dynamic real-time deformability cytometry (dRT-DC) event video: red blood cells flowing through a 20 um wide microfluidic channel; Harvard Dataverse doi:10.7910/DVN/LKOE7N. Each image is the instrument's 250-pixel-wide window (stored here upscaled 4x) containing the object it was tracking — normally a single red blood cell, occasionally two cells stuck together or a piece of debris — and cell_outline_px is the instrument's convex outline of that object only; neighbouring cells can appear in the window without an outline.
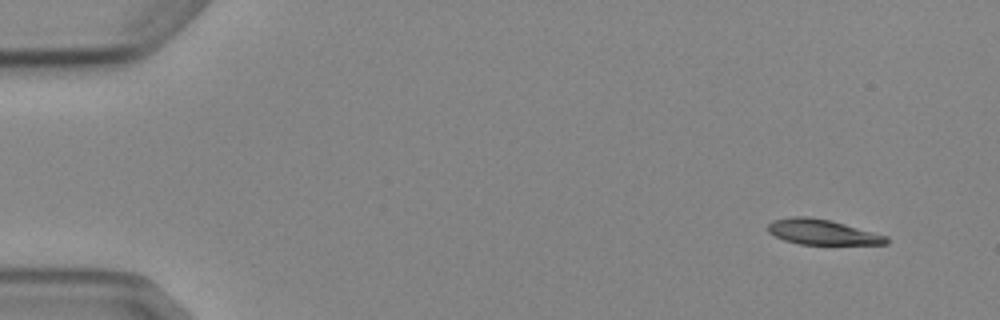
{"species": "Egyptian fruit bat (a non-hibernating species)", "species_latin": "Rousettus aegyptiacus", "temperature_condition": "cold", "stored_images_in_passage": 5, "camera_frame_rate_fps": 3000, "um_per_image_px": 0.085, "animal": {"sex": "female"}, "frame": {"image": 1, "passage_image": 1, "time_ms": 0.0, "image_size_px": [1000, 320], "cell_outline_px": [[888, 244], [800, 244], [784, 240], [768, 232], [768, 224], [772, 220], [792, 216], [808, 216], [832, 220], [888, 236]], "centroid_in_image_um": [69.89, 19.71], "position_along_channel_um": 15.1, "area_um2": 17.46}}
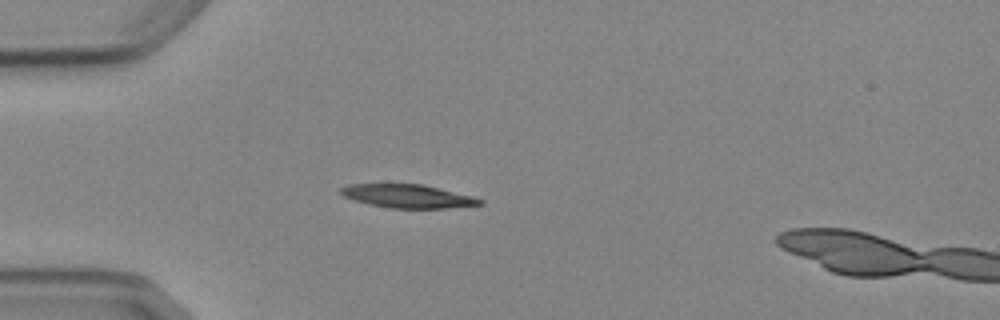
{"frame": {"image": 2, "passage_image": 4, "time_ms": 3.667, "image_size_px": [1000, 320], "cell_outline_px": [[484, 204], [448, 208], [388, 208], [368, 204], [344, 196], [340, 192], [340, 188], [348, 184], [424, 184], [472, 196], [484, 200]], "centroid_in_image_um": [34.68, 16.67], "position_along_channel_um": 50.3, "area_um2": 18.96}}